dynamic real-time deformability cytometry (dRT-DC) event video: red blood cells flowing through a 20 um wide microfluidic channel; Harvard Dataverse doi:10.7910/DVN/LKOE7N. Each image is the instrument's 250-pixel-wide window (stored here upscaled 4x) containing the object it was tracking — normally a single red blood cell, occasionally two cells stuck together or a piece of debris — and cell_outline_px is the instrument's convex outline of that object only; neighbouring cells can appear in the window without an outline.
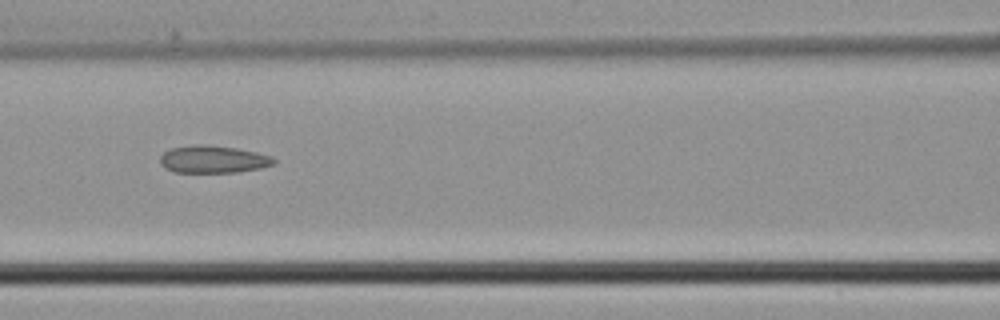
{"species": "common noctule bat (a hibernating species)", "species_latin": "Nyctalus noctula", "temperature_condition": "cold", "stored_images_in_passage": 6, "camera_frame_rate_fps": 3000, "um_per_image_px": 0.085, "animal": {"sex": "male", "body_mass_g": 21.5, "forearm_length_mm": 52.0}, "frame": {"image": 1, "passage_image": 6, "time_ms": 1.667, "image_size_px": [1000, 320], "cell_outline_px": [[276, 164], [260, 168], [236, 172], [176, 172], [164, 168], [160, 164], [160, 156], [164, 152], [172, 148], [192, 144], [208, 144], [236, 148], [256, 152], [272, 156], [276, 160]], "centroid_in_image_um": [18.12, 13.53], "position_along_channel_um": 148.5, "area_um2": 18.32}}